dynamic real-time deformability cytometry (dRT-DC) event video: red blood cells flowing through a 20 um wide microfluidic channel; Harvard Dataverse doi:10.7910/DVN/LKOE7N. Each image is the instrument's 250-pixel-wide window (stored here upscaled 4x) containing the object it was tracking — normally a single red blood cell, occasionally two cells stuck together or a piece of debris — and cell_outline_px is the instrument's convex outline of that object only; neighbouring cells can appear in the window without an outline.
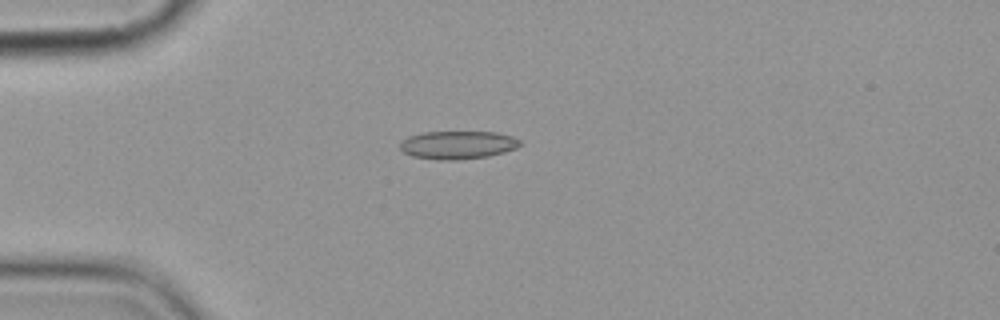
{"species": "common noctule bat (a hibernating species)", "species_latin": "Nyctalus noctula", "temperature_condition": "cold", "stored_images_in_passage": 10, "camera_frame_rate_fps": 3000, "um_per_image_px": 0.085, "animal": {"sex": "female", "body_mass_g": 19.9}, "frame": {"image": 1, "passage_image": 4, "time_ms": 4.333, "image_size_px": [1000, 320], "cell_outline_px": [[520, 144], [516, 148], [504, 152], [488, 156], [456, 160], [440, 160], [412, 156], [404, 152], [400, 148], [400, 144], [408, 136], [424, 132], [496, 132], [512, 136], [520, 140]], "centroid_in_image_um": [38.91, 12.32], "position_along_channel_um": 46.1, "area_um2": 19.54}}
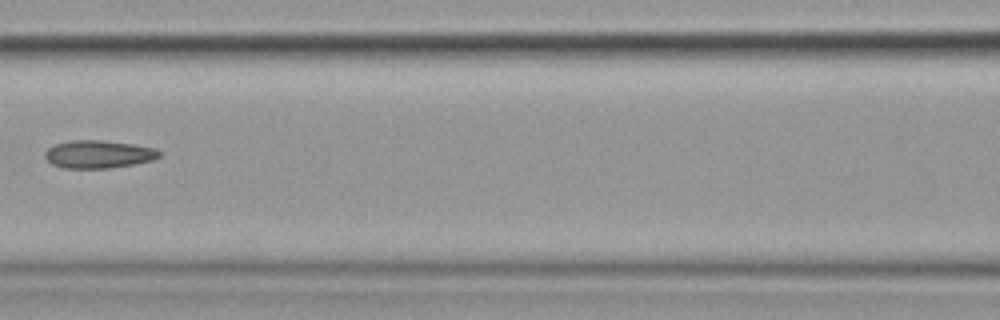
{"frame": {"image": 2, "passage_image": 7, "time_ms": 8.0, "image_size_px": [1000, 320], "cell_outline_px": [[160, 156], [152, 160], [132, 164], [108, 168], [64, 168], [52, 164], [44, 156], [44, 152], [48, 148], [56, 144], [68, 140], [100, 140], [132, 144], [156, 148], [160, 152]], "centroid_in_image_um": [8.34, 13.1], "position_along_channel_um": 158.3, "area_um2": 18.44}}
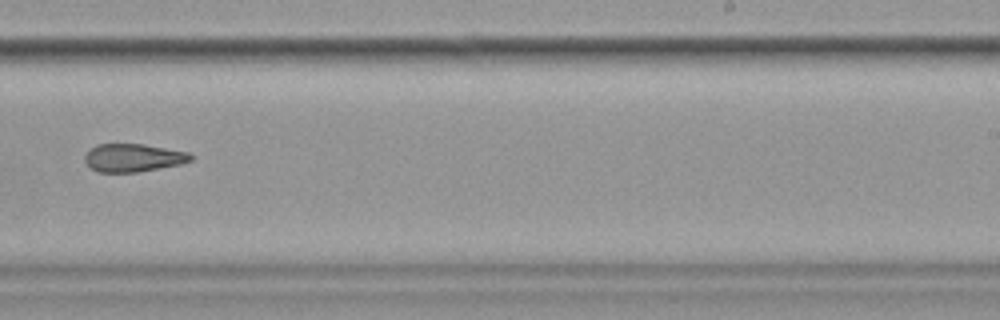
{"frame": {"image": 3, "passage_image": 10, "time_ms": 11.333, "image_size_px": [1000, 320], "cell_outline_px": [[192, 160], [180, 164], [136, 172], [96, 172], [84, 160], [84, 156], [96, 144], [144, 144], [188, 152], [192, 156]], "centroid_in_image_um": [11.31, 13.4], "position_along_channel_um": 277.7, "area_um2": 17.11}}